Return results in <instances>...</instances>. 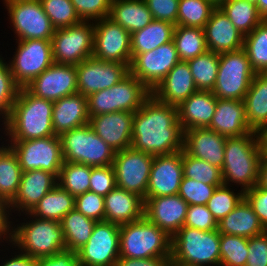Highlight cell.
I'll use <instances>...</instances> for the list:
<instances>
[{
	"label": "cell",
	"mask_w": 267,
	"mask_h": 266,
	"mask_svg": "<svg viewBox=\"0 0 267 266\" xmlns=\"http://www.w3.org/2000/svg\"><path fill=\"white\" fill-rule=\"evenodd\" d=\"M183 140L177 107L151 94L134 113L131 147L153 156L167 155L183 150Z\"/></svg>",
	"instance_id": "cell-1"
},
{
	"label": "cell",
	"mask_w": 267,
	"mask_h": 266,
	"mask_svg": "<svg viewBox=\"0 0 267 266\" xmlns=\"http://www.w3.org/2000/svg\"><path fill=\"white\" fill-rule=\"evenodd\" d=\"M53 101L38 98L20 88L8 118L4 121L11 141H25L54 135Z\"/></svg>",
	"instance_id": "cell-2"
},
{
	"label": "cell",
	"mask_w": 267,
	"mask_h": 266,
	"mask_svg": "<svg viewBox=\"0 0 267 266\" xmlns=\"http://www.w3.org/2000/svg\"><path fill=\"white\" fill-rule=\"evenodd\" d=\"M262 153L263 144L259 133L251 131L243 136L227 137L221 169L223 184L237 183L242 185L243 192L254 187L258 183Z\"/></svg>",
	"instance_id": "cell-3"
},
{
	"label": "cell",
	"mask_w": 267,
	"mask_h": 266,
	"mask_svg": "<svg viewBox=\"0 0 267 266\" xmlns=\"http://www.w3.org/2000/svg\"><path fill=\"white\" fill-rule=\"evenodd\" d=\"M120 257L171 258L172 238L145 216L119 227Z\"/></svg>",
	"instance_id": "cell-4"
},
{
	"label": "cell",
	"mask_w": 267,
	"mask_h": 266,
	"mask_svg": "<svg viewBox=\"0 0 267 266\" xmlns=\"http://www.w3.org/2000/svg\"><path fill=\"white\" fill-rule=\"evenodd\" d=\"M170 264L177 266H220V234L183 226L172 237Z\"/></svg>",
	"instance_id": "cell-5"
},
{
	"label": "cell",
	"mask_w": 267,
	"mask_h": 266,
	"mask_svg": "<svg viewBox=\"0 0 267 266\" xmlns=\"http://www.w3.org/2000/svg\"><path fill=\"white\" fill-rule=\"evenodd\" d=\"M23 224V225H22ZM11 231L10 241L22 254L38 259L50 257L65 250V242L60 222L39 219L22 223ZM16 244V245H15Z\"/></svg>",
	"instance_id": "cell-6"
},
{
	"label": "cell",
	"mask_w": 267,
	"mask_h": 266,
	"mask_svg": "<svg viewBox=\"0 0 267 266\" xmlns=\"http://www.w3.org/2000/svg\"><path fill=\"white\" fill-rule=\"evenodd\" d=\"M151 92L129 73L120 82L87 96L89 117L117 111L135 113Z\"/></svg>",
	"instance_id": "cell-7"
},
{
	"label": "cell",
	"mask_w": 267,
	"mask_h": 266,
	"mask_svg": "<svg viewBox=\"0 0 267 266\" xmlns=\"http://www.w3.org/2000/svg\"><path fill=\"white\" fill-rule=\"evenodd\" d=\"M63 159L66 162L92 167L112 165L116 152L103 141L89 124L59 136Z\"/></svg>",
	"instance_id": "cell-8"
},
{
	"label": "cell",
	"mask_w": 267,
	"mask_h": 266,
	"mask_svg": "<svg viewBox=\"0 0 267 266\" xmlns=\"http://www.w3.org/2000/svg\"><path fill=\"white\" fill-rule=\"evenodd\" d=\"M255 74L243 48L221 53L212 92L219 99L243 101Z\"/></svg>",
	"instance_id": "cell-9"
},
{
	"label": "cell",
	"mask_w": 267,
	"mask_h": 266,
	"mask_svg": "<svg viewBox=\"0 0 267 266\" xmlns=\"http://www.w3.org/2000/svg\"><path fill=\"white\" fill-rule=\"evenodd\" d=\"M51 42L54 63L76 66L93 55L94 23L55 29Z\"/></svg>",
	"instance_id": "cell-10"
},
{
	"label": "cell",
	"mask_w": 267,
	"mask_h": 266,
	"mask_svg": "<svg viewBox=\"0 0 267 266\" xmlns=\"http://www.w3.org/2000/svg\"><path fill=\"white\" fill-rule=\"evenodd\" d=\"M10 142L23 172L45 170L59 176L64 163L59 136Z\"/></svg>",
	"instance_id": "cell-11"
},
{
	"label": "cell",
	"mask_w": 267,
	"mask_h": 266,
	"mask_svg": "<svg viewBox=\"0 0 267 266\" xmlns=\"http://www.w3.org/2000/svg\"><path fill=\"white\" fill-rule=\"evenodd\" d=\"M15 56L9 65L15 83L26 87L53 63L51 40H18Z\"/></svg>",
	"instance_id": "cell-12"
},
{
	"label": "cell",
	"mask_w": 267,
	"mask_h": 266,
	"mask_svg": "<svg viewBox=\"0 0 267 266\" xmlns=\"http://www.w3.org/2000/svg\"><path fill=\"white\" fill-rule=\"evenodd\" d=\"M18 40H52L55 28L40 0H4Z\"/></svg>",
	"instance_id": "cell-13"
},
{
	"label": "cell",
	"mask_w": 267,
	"mask_h": 266,
	"mask_svg": "<svg viewBox=\"0 0 267 266\" xmlns=\"http://www.w3.org/2000/svg\"><path fill=\"white\" fill-rule=\"evenodd\" d=\"M153 158V155L132 147L116 152L112 164L116 187L137 194L145 200Z\"/></svg>",
	"instance_id": "cell-14"
},
{
	"label": "cell",
	"mask_w": 267,
	"mask_h": 266,
	"mask_svg": "<svg viewBox=\"0 0 267 266\" xmlns=\"http://www.w3.org/2000/svg\"><path fill=\"white\" fill-rule=\"evenodd\" d=\"M120 225L96 222L87 243L76 254L81 266H116L120 257Z\"/></svg>",
	"instance_id": "cell-15"
},
{
	"label": "cell",
	"mask_w": 267,
	"mask_h": 266,
	"mask_svg": "<svg viewBox=\"0 0 267 266\" xmlns=\"http://www.w3.org/2000/svg\"><path fill=\"white\" fill-rule=\"evenodd\" d=\"M179 61L172 40L149 52L136 54L132 58L129 70L152 92Z\"/></svg>",
	"instance_id": "cell-16"
},
{
	"label": "cell",
	"mask_w": 267,
	"mask_h": 266,
	"mask_svg": "<svg viewBox=\"0 0 267 266\" xmlns=\"http://www.w3.org/2000/svg\"><path fill=\"white\" fill-rule=\"evenodd\" d=\"M92 56L99 60L131 64V34L109 17L97 20Z\"/></svg>",
	"instance_id": "cell-17"
},
{
	"label": "cell",
	"mask_w": 267,
	"mask_h": 266,
	"mask_svg": "<svg viewBox=\"0 0 267 266\" xmlns=\"http://www.w3.org/2000/svg\"><path fill=\"white\" fill-rule=\"evenodd\" d=\"M130 64L89 57L76 65L78 93L90 94L111 88L129 73Z\"/></svg>",
	"instance_id": "cell-18"
},
{
	"label": "cell",
	"mask_w": 267,
	"mask_h": 266,
	"mask_svg": "<svg viewBox=\"0 0 267 266\" xmlns=\"http://www.w3.org/2000/svg\"><path fill=\"white\" fill-rule=\"evenodd\" d=\"M24 88L35 97L53 102L78 93L76 66L53 63Z\"/></svg>",
	"instance_id": "cell-19"
},
{
	"label": "cell",
	"mask_w": 267,
	"mask_h": 266,
	"mask_svg": "<svg viewBox=\"0 0 267 266\" xmlns=\"http://www.w3.org/2000/svg\"><path fill=\"white\" fill-rule=\"evenodd\" d=\"M183 150L154 156L146 198L177 195L184 177L182 165Z\"/></svg>",
	"instance_id": "cell-20"
},
{
	"label": "cell",
	"mask_w": 267,
	"mask_h": 266,
	"mask_svg": "<svg viewBox=\"0 0 267 266\" xmlns=\"http://www.w3.org/2000/svg\"><path fill=\"white\" fill-rule=\"evenodd\" d=\"M144 216L171 238L183 227L189 205L177 194L146 198Z\"/></svg>",
	"instance_id": "cell-21"
},
{
	"label": "cell",
	"mask_w": 267,
	"mask_h": 266,
	"mask_svg": "<svg viewBox=\"0 0 267 266\" xmlns=\"http://www.w3.org/2000/svg\"><path fill=\"white\" fill-rule=\"evenodd\" d=\"M134 113L117 111L89 118L92 130L115 152L131 147Z\"/></svg>",
	"instance_id": "cell-22"
},
{
	"label": "cell",
	"mask_w": 267,
	"mask_h": 266,
	"mask_svg": "<svg viewBox=\"0 0 267 266\" xmlns=\"http://www.w3.org/2000/svg\"><path fill=\"white\" fill-rule=\"evenodd\" d=\"M226 139L209 128H193L184 131L183 150L222 169Z\"/></svg>",
	"instance_id": "cell-23"
},
{
	"label": "cell",
	"mask_w": 267,
	"mask_h": 266,
	"mask_svg": "<svg viewBox=\"0 0 267 266\" xmlns=\"http://www.w3.org/2000/svg\"><path fill=\"white\" fill-rule=\"evenodd\" d=\"M57 176L45 170H31L22 173L18 192L8 204L11 207L30 212L37 203L58 184Z\"/></svg>",
	"instance_id": "cell-24"
},
{
	"label": "cell",
	"mask_w": 267,
	"mask_h": 266,
	"mask_svg": "<svg viewBox=\"0 0 267 266\" xmlns=\"http://www.w3.org/2000/svg\"><path fill=\"white\" fill-rule=\"evenodd\" d=\"M203 29L209 51L221 54L243 48L244 36L219 7L211 12Z\"/></svg>",
	"instance_id": "cell-25"
},
{
	"label": "cell",
	"mask_w": 267,
	"mask_h": 266,
	"mask_svg": "<svg viewBox=\"0 0 267 266\" xmlns=\"http://www.w3.org/2000/svg\"><path fill=\"white\" fill-rule=\"evenodd\" d=\"M198 89L186 61H179L151 94L160 102L179 106Z\"/></svg>",
	"instance_id": "cell-26"
},
{
	"label": "cell",
	"mask_w": 267,
	"mask_h": 266,
	"mask_svg": "<svg viewBox=\"0 0 267 266\" xmlns=\"http://www.w3.org/2000/svg\"><path fill=\"white\" fill-rule=\"evenodd\" d=\"M87 96L75 93L53 102L54 135L60 136L89 123Z\"/></svg>",
	"instance_id": "cell-27"
},
{
	"label": "cell",
	"mask_w": 267,
	"mask_h": 266,
	"mask_svg": "<svg viewBox=\"0 0 267 266\" xmlns=\"http://www.w3.org/2000/svg\"><path fill=\"white\" fill-rule=\"evenodd\" d=\"M225 137H238L249 134L245 105L242 100L217 98L215 113L207 127Z\"/></svg>",
	"instance_id": "cell-28"
},
{
	"label": "cell",
	"mask_w": 267,
	"mask_h": 266,
	"mask_svg": "<svg viewBox=\"0 0 267 266\" xmlns=\"http://www.w3.org/2000/svg\"><path fill=\"white\" fill-rule=\"evenodd\" d=\"M105 221L118 225L144 217L145 201L137 194L115 187L104 197Z\"/></svg>",
	"instance_id": "cell-29"
},
{
	"label": "cell",
	"mask_w": 267,
	"mask_h": 266,
	"mask_svg": "<svg viewBox=\"0 0 267 266\" xmlns=\"http://www.w3.org/2000/svg\"><path fill=\"white\" fill-rule=\"evenodd\" d=\"M217 98L212 91H197L183 101L178 109V121L183 131L207 128L214 116Z\"/></svg>",
	"instance_id": "cell-30"
},
{
	"label": "cell",
	"mask_w": 267,
	"mask_h": 266,
	"mask_svg": "<svg viewBox=\"0 0 267 266\" xmlns=\"http://www.w3.org/2000/svg\"><path fill=\"white\" fill-rule=\"evenodd\" d=\"M266 230L245 198L218 222L219 234L236 235L245 238L261 235Z\"/></svg>",
	"instance_id": "cell-31"
},
{
	"label": "cell",
	"mask_w": 267,
	"mask_h": 266,
	"mask_svg": "<svg viewBox=\"0 0 267 266\" xmlns=\"http://www.w3.org/2000/svg\"><path fill=\"white\" fill-rule=\"evenodd\" d=\"M243 101L249 128L261 134L267 128V73L255 74Z\"/></svg>",
	"instance_id": "cell-32"
},
{
	"label": "cell",
	"mask_w": 267,
	"mask_h": 266,
	"mask_svg": "<svg viewBox=\"0 0 267 266\" xmlns=\"http://www.w3.org/2000/svg\"><path fill=\"white\" fill-rule=\"evenodd\" d=\"M108 17L130 34L154 20L145 0H112Z\"/></svg>",
	"instance_id": "cell-33"
},
{
	"label": "cell",
	"mask_w": 267,
	"mask_h": 266,
	"mask_svg": "<svg viewBox=\"0 0 267 266\" xmlns=\"http://www.w3.org/2000/svg\"><path fill=\"white\" fill-rule=\"evenodd\" d=\"M174 28L175 25L172 23L154 19L143 29L132 33V58L138 53L149 52L172 41Z\"/></svg>",
	"instance_id": "cell-34"
},
{
	"label": "cell",
	"mask_w": 267,
	"mask_h": 266,
	"mask_svg": "<svg viewBox=\"0 0 267 266\" xmlns=\"http://www.w3.org/2000/svg\"><path fill=\"white\" fill-rule=\"evenodd\" d=\"M74 208L75 197L57 184L26 215L60 222Z\"/></svg>",
	"instance_id": "cell-35"
},
{
	"label": "cell",
	"mask_w": 267,
	"mask_h": 266,
	"mask_svg": "<svg viewBox=\"0 0 267 266\" xmlns=\"http://www.w3.org/2000/svg\"><path fill=\"white\" fill-rule=\"evenodd\" d=\"M60 224L65 250L76 253L90 239L96 221L84 216L74 208L62 218Z\"/></svg>",
	"instance_id": "cell-36"
},
{
	"label": "cell",
	"mask_w": 267,
	"mask_h": 266,
	"mask_svg": "<svg viewBox=\"0 0 267 266\" xmlns=\"http://www.w3.org/2000/svg\"><path fill=\"white\" fill-rule=\"evenodd\" d=\"M22 169L17 155L9 146L0 147V200L7 205L14 199L21 182Z\"/></svg>",
	"instance_id": "cell-37"
},
{
	"label": "cell",
	"mask_w": 267,
	"mask_h": 266,
	"mask_svg": "<svg viewBox=\"0 0 267 266\" xmlns=\"http://www.w3.org/2000/svg\"><path fill=\"white\" fill-rule=\"evenodd\" d=\"M219 8L243 36L250 34L264 20L256 4L248 0H227Z\"/></svg>",
	"instance_id": "cell-38"
},
{
	"label": "cell",
	"mask_w": 267,
	"mask_h": 266,
	"mask_svg": "<svg viewBox=\"0 0 267 266\" xmlns=\"http://www.w3.org/2000/svg\"><path fill=\"white\" fill-rule=\"evenodd\" d=\"M173 41L180 61L187 62L208 51L203 28L175 26Z\"/></svg>",
	"instance_id": "cell-39"
},
{
	"label": "cell",
	"mask_w": 267,
	"mask_h": 266,
	"mask_svg": "<svg viewBox=\"0 0 267 266\" xmlns=\"http://www.w3.org/2000/svg\"><path fill=\"white\" fill-rule=\"evenodd\" d=\"M198 91H213L216 83L219 54L207 51L187 61Z\"/></svg>",
	"instance_id": "cell-40"
},
{
	"label": "cell",
	"mask_w": 267,
	"mask_h": 266,
	"mask_svg": "<svg viewBox=\"0 0 267 266\" xmlns=\"http://www.w3.org/2000/svg\"><path fill=\"white\" fill-rule=\"evenodd\" d=\"M243 49L256 74L267 73V20H263L250 34L244 36Z\"/></svg>",
	"instance_id": "cell-41"
},
{
	"label": "cell",
	"mask_w": 267,
	"mask_h": 266,
	"mask_svg": "<svg viewBox=\"0 0 267 266\" xmlns=\"http://www.w3.org/2000/svg\"><path fill=\"white\" fill-rule=\"evenodd\" d=\"M91 171L92 166L64 161L57 177L58 185L74 197L84 194L90 188Z\"/></svg>",
	"instance_id": "cell-42"
},
{
	"label": "cell",
	"mask_w": 267,
	"mask_h": 266,
	"mask_svg": "<svg viewBox=\"0 0 267 266\" xmlns=\"http://www.w3.org/2000/svg\"><path fill=\"white\" fill-rule=\"evenodd\" d=\"M215 8L209 0H179L177 26L204 28Z\"/></svg>",
	"instance_id": "cell-43"
},
{
	"label": "cell",
	"mask_w": 267,
	"mask_h": 266,
	"mask_svg": "<svg viewBox=\"0 0 267 266\" xmlns=\"http://www.w3.org/2000/svg\"><path fill=\"white\" fill-rule=\"evenodd\" d=\"M184 177L209 185L223 184L222 170L204 160L194 158L183 150L182 157Z\"/></svg>",
	"instance_id": "cell-44"
},
{
	"label": "cell",
	"mask_w": 267,
	"mask_h": 266,
	"mask_svg": "<svg viewBox=\"0 0 267 266\" xmlns=\"http://www.w3.org/2000/svg\"><path fill=\"white\" fill-rule=\"evenodd\" d=\"M248 238L220 234V266H246Z\"/></svg>",
	"instance_id": "cell-45"
},
{
	"label": "cell",
	"mask_w": 267,
	"mask_h": 266,
	"mask_svg": "<svg viewBox=\"0 0 267 266\" xmlns=\"http://www.w3.org/2000/svg\"><path fill=\"white\" fill-rule=\"evenodd\" d=\"M45 14L55 29L64 28L82 22L71 0H40Z\"/></svg>",
	"instance_id": "cell-46"
},
{
	"label": "cell",
	"mask_w": 267,
	"mask_h": 266,
	"mask_svg": "<svg viewBox=\"0 0 267 266\" xmlns=\"http://www.w3.org/2000/svg\"><path fill=\"white\" fill-rule=\"evenodd\" d=\"M228 186L225 184L218 186L206 204L217 222L226 217L244 198L242 190L235 194Z\"/></svg>",
	"instance_id": "cell-47"
},
{
	"label": "cell",
	"mask_w": 267,
	"mask_h": 266,
	"mask_svg": "<svg viewBox=\"0 0 267 266\" xmlns=\"http://www.w3.org/2000/svg\"><path fill=\"white\" fill-rule=\"evenodd\" d=\"M20 87L15 83L9 65L0 58V114L5 121L16 101Z\"/></svg>",
	"instance_id": "cell-48"
},
{
	"label": "cell",
	"mask_w": 267,
	"mask_h": 266,
	"mask_svg": "<svg viewBox=\"0 0 267 266\" xmlns=\"http://www.w3.org/2000/svg\"><path fill=\"white\" fill-rule=\"evenodd\" d=\"M217 186L209 185L193 179L183 177L178 195L188 205H206Z\"/></svg>",
	"instance_id": "cell-49"
},
{
	"label": "cell",
	"mask_w": 267,
	"mask_h": 266,
	"mask_svg": "<svg viewBox=\"0 0 267 266\" xmlns=\"http://www.w3.org/2000/svg\"><path fill=\"white\" fill-rule=\"evenodd\" d=\"M75 209L96 222L105 221L104 197L87 191L75 197Z\"/></svg>",
	"instance_id": "cell-50"
},
{
	"label": "cell",
	"mask_w": 267,
	"mask_h": 266,
	"mask_svg": "<svg viewBox=\"0 0 267 266\" xmlns=\"http://www.w3.org/2000/svg\"><path fill=\"white\" fill-rule=\"evenodd\" d=\"M82 21L100 20L109 16L112 0H71Z\"/></svg>",
	"instance_id": "cell-51"
},
{
	"label": "cell",
	"mask_w": 267,
	"mask_h": 266,
	"mask_svg": "<svg viewBox=\"0 0 267 266\" xmlns=\"http://www.w3.org/2000/svg\"><path fill=\"white\" fill-rule=\"evenodd\" d=\"M116 187L113 165L92 167L89 191L105 197Z\"/></svg>",
	"instance_id": "cell-52"
},
{
	"label": "cell",
	"mask_w": 267,
	"mask_h": 266,
	"mask_svg": "<svg viewBox=\"0 0 267 266\" xmlns=\"http://www.w3.org/2000/svg\"><path fill=\"white\" fill-rule=\"evenodd\" d=\"M183 226L211 231L218 229V222L206 205H189Z\"/></svg>",
	"instance_id": "cell-53"
},
{
	"label": "cell",
	"mask_w": 267,
	"mask_h": 266,
	"mask_svg": "<svg viewBox=\"0 0 267 266\" xmlns=\"http://www.w3.org/2000/svg\"><path fill=\"white\" fill-rule=\"evenodd\" d=\"M153 19L167 21L177 26L179 0H145Z\"/></svg>",
	"instance_id": "cell-54"
},
{
	"label": "cell",
	"mask_w": 267,
	"mask_h": 266,
	"mask_svg": "<svg viewBox=\"0 0 267 266\" xmlns=\"http://www.w3.org/2000/svg\"><path fill=\"white\" fill-rule=\"evenodd\" d=\"M244 198L252 207L254 213L264 229L267 231V189L257 184L250 190L244 192Z\"/></svg>",
	"instance_id": "cell-55"
},
{
	"label": "cell",
	"mask_w": 267,
	"mask_h": 266,
	"mask_svg": "<svg viewBox=\"0 0 267 266\" xmlns=\"http://www.w3.org/2000/svg\"><path fill=\"white\" fill-rule=\"evenodd\" d=\"M246 266H267V231L248 238Z\"/></svg>",
	"instance_id": "cell-56"
},
{
	"label": "cell",
	"mask_w": 267,
	"mask_h": 266,
	"mask_svg": "<svg viewBox=\"0 0 267 266\" xmlns=\"http://www.w3.org/2000/svg\"><path fill=\"white\" fill-rule=\"evenodd\" d=\"M35 266H81L75 252L64 250L50 257L36 259Z\"/></svg>",
	"instance_id": "cell-57"
},
{
	"label": "cell",
	"mask_w": 267,
	"mask_h": 266,
	"mask_svg": "<svg viewBox=\"0 0 267 266\" xmlns=\"http://www.w3.org/2000/svg\"><path fill=\"white\" fill-rule=\"evenodd\" d=\"M171 258H126L119 257L116 266H169Z\"/></svg>",
	"instance_id": "cell-58"
},
{
	"label": "cell",
	"mask_w": 267,
	"mask_h": 266,
	"mask_svg": "<svg viewBox=\"0 0 267 266\" xmlns=\"http://www.w3.org/2000/svg\"><path fill=\"white\" fill-rule=\"evenodd\" d=\"M36 259L31 258L25 254L20 253L19 255H15V257L10 258L3 263L1 266H35Z\"/></svg>",
	"instance_id": "cell-59"
},
{
	"label": "cell",
	"mask_w": 267,
	"mask_h": 266,
	"mask_svg": "<svg viewBox=\"0 0 267 266\" xmlns=\"http://www.w3.org/2000/svg\"><path fill=\"white\" fill-rule=\"evenodd\" d=\"M257 185L267 189V154L264 151L260 158Z\"/></svg>",
	"instance_id": "cell-60"
},
{
	"label": "cell",
	"mask_w": 267,
	"mask_h": 266,
	"mask_svg": "<svg viewBox=\"0 0 267 266\" xmlns=\"http://www.w3.org/2000/svg\"><path fill=\"white\" fill-rule=\"evenodd\" d=\"M6 209H8V205L3 200H0V227H11L8 221L9 216H7L9 211Z\"/></svg>",
	"instance_id": "cell-61"
},
{
	"label": "cell",
	"mask_w": 267,
	"mask_h": 266,
	"mask_svg": "<svg viewBox=\"0 0 267 266\" xmlns=\"http://www.w3.org/2000/svg\"><path fill=\"white\" fill-rule=\"evenodd\" d=\"M259 15L264 19L267 20V0H258L256 4Z\"/></svg>",
	"instance_id": "cell-62"
},
{
	"label": "cell",
	"mask_w": 267,
	"mask_h": 266,
	"mask_svg": "<svg viewBox=\"0 0 267 266\" xmlns=\"http://www.w3.org/2000/svg\"><path fill=\"white\" fill-rule=\"evenodd\" d=\"M263 144V151L267 154V128L260 134Z\"/></svg>",
	"instance_id": "cell-63"
},
{
	"label": "cell",
	"mask_w": 267,
	"mask_h": 266,
	"mask_svg": "<svg viewBox=\"0 0 267 266\" xmlns=\"http://www.w3.org/2000/svg\"><path fill=\"white\" fill-rule=\"evenodd\" d=\"M9 230H12V229H10V227H0V239H1L2 236L4 237V235H5L6 236L4 238V240H5L9 235L8 238H9V241H10L11 233H9V232H11V231H9ZM7 233H8V235H7Z\"/></svg>",
	"instance_id": "cell-64"
},
{
	"label": "cell",
	"mask_w": 267,
	"mask_h": 266,
	"mask_svg": "<svg viewBox=\"0 0 267 266\" xmlns=\"http://www.w3.org/2000/svg\"><path fill=\"white\" fill-rule=\"evenodd\" d=\"M209 1L216 7H219L222 3L226 2L227 0H209Z\"/></svg>",
	"instance_id": "cell-65"
},
{
	"label": "cell",
	"mask_w": 267,
	"mask_h": 266,
	"mask_svg": "<svg viewBox=\"0 0 267 266\" xmlns=\"http://www.w3.org/2000/svg\"><path fill=\"white\" fill-rule=\"evenodd\" d=\"M248 1L251 2V3H254V4L258 3V0H248Z\"/></svg>",
	"instance_id": "cell-66"
}]
</instances>
